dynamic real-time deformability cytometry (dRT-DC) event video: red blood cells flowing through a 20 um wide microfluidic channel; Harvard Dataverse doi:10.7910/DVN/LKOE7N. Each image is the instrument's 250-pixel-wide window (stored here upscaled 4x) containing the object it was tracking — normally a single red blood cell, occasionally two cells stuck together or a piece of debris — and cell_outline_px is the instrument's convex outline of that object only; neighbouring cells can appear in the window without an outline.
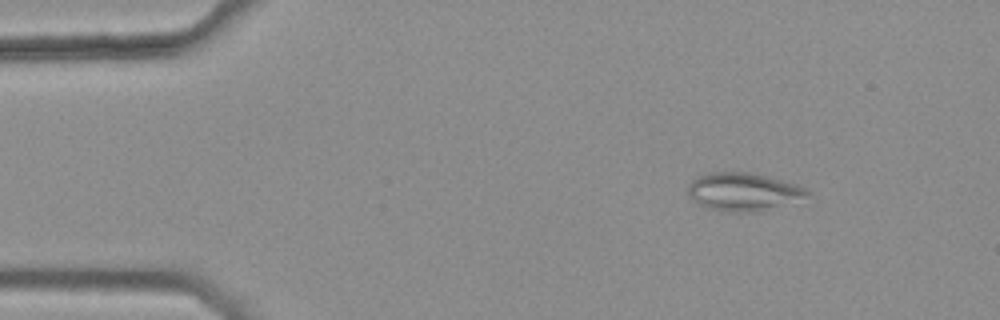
{"species": "common noctule bat (a hibernating species)", "species_latin": "Nyctalus noctula", "temperature_condition": "warm", "stored_images_in_passage": 41, "camera_frame_rate_fps": 3000, "um_per_image_px": 0.085, "animal": {"sex": "female", "body_mass_g": 25.1}, "frame": {"image": 1, "passage_image": 2, "time_ms": 0.333, "image_size_px": [1000, 320], "cell_outline_px": [[808, 204], [748, 212], [728, 212], [704, 208], [692, 200], [688, 196], [688, 184], [692, 180], [700, 176], [712, 172], [748, 172], [796, 184], [804, 188], [808, 192]], "centroid_in_image_um": [63.29, 16.35], "position_along_channel_um": 21.7, "area_um2": 27.28}}
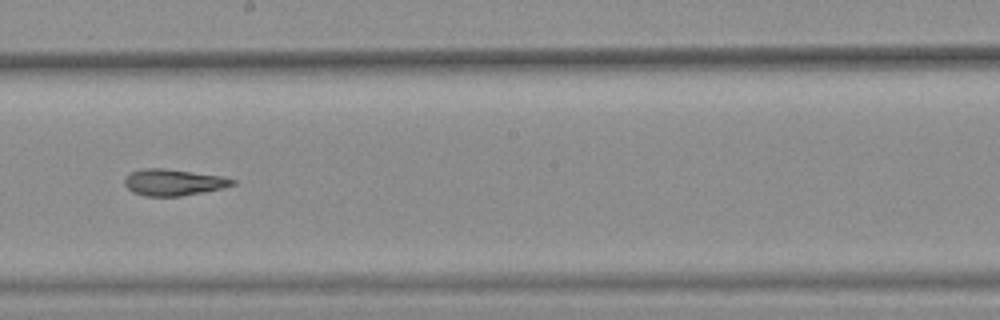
{"frame": {"image": 2, "passage_image": 25, "time_ms": 8.0, "image_size_px": [1000, 320], "cell_outline_px": [[236, 184], [224, 188], [180, 196], [144, 196], [132, 192], [124, 184], [124, 180], [132, 172], [144, 168], [164, 168], [220, 176], [236, 180]], "centroid_in_image_um": [14.74, 15.5], "position_along_channel_um": 233.5, "area_um2": 16.47}}
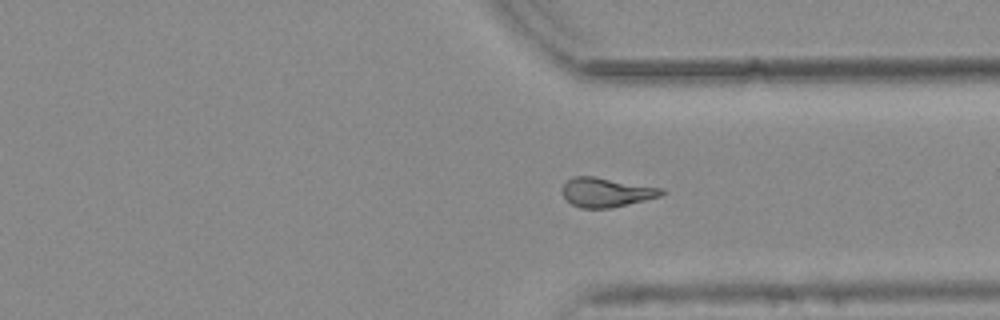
{"frame": {"image": 3, "passage_image": 35, "time_ms": 11.333, "image_size_px": [1000, 320], "cell_outline_px": [[668, 192], [660, 196], [644, 200], [608, 208], [580, 208], [572, 204], [564, 196], [564, 184], [572, 176], [596, 176], [664, 188]], "centroid_in_image_um": [51.58, 16.33], "position_along_channel_um": 359.8, "area_um2": 16.88}, "authors_computed_cell_mechanics": {"area_um2": 17.051, "velocity_mm_per_s": 3.7788, "shape_relaxation_time_tau1_ms": null, "shape_relaxation_time_tau2_ms": 3.5959, "deformation_change_tau1": null, "deformation_change_tau2": 0.13}}